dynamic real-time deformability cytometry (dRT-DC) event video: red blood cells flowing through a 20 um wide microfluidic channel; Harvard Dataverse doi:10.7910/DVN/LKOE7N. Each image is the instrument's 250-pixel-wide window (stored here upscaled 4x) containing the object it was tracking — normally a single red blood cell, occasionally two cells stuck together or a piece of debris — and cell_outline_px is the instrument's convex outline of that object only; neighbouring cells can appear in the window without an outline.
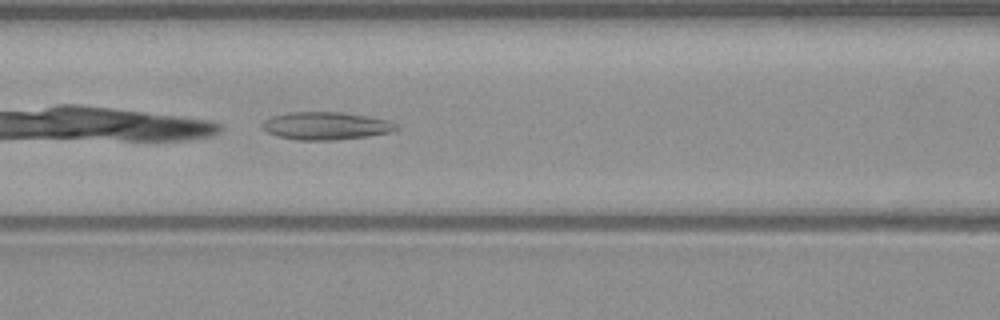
{"species": "common noctule bat (a hibernating species)", "species_latin": "Nyctalus noctula", "temperature_condition": "warm", "stored_images_in_passage": 31, "camera_frame_rate_fps": 3000, "um_per_image_px": 0.085, "animal": {"sex": "male", "body_mass_g": 23.1, "forearm_length_mm": 52.7}, "frame": {"image": 1, "passage_image": 6, "time_ms": 1.667, "image_size_px": [1000, 320], "cell_outline_px": [[400, 128], [392, 132], [368, 136], [336, 140], [296, 140], [276, 136], [268, 132], [260, 124], [264, 120], [272, 116], [288, 112], [344, 112], [368, 116], [388, 120], [400, 124]], "centroid_in_image_um": [27.74, 10.69], "position_along_channel_um": 138.9, "area_um2": 21.96}}
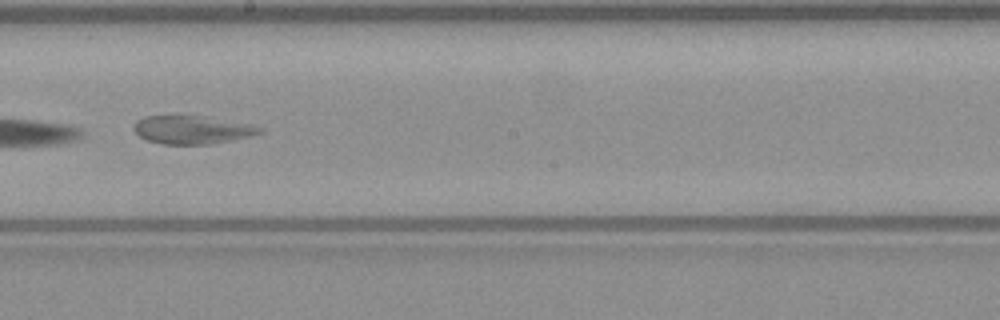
{"frame": {"image": 2, "passage_image": 13, "time_ms": 4.0, "image_size_px": [1000, 320], "cell_outline_px": [[264, 132], [248, 136], [212, 144], [164, 144], [148, 140], [140, 136], [132, 128], [136, 120], [144, 116], [168, 112], [196, 116], [260, 128]], "centroid_in_image_um": [16.11, 11.0], "position_along_channel_um": 232.1, "area_um2": 20.46}}
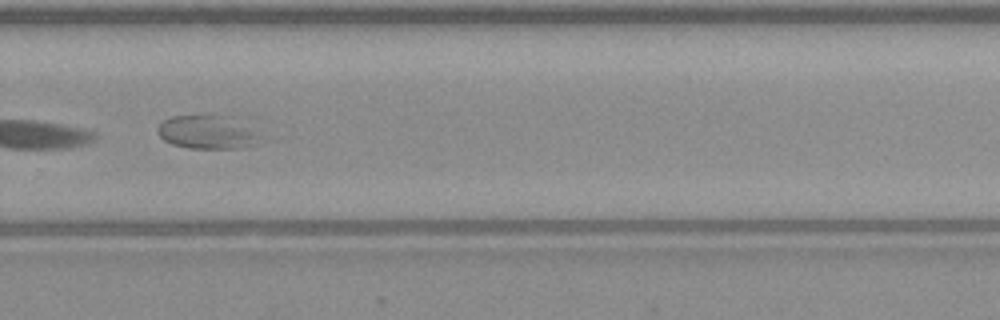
{"frame": {"image": 3, "passage_image": 19, "time_ms": 6.0, "image_size_px": [1000, 320], "cell_outline_px": [[264, 140], [256, 144], [240, 148], [188, 148], [172, 144], [164, 140], [156, 132], [156, 128], [164, 120], [172, 116], [224, 116], [264, 136]], "centroid_in_image_um": [17.6, 11.27], "position_along_channel_um": 312.2, "area_um2": 19.65}}